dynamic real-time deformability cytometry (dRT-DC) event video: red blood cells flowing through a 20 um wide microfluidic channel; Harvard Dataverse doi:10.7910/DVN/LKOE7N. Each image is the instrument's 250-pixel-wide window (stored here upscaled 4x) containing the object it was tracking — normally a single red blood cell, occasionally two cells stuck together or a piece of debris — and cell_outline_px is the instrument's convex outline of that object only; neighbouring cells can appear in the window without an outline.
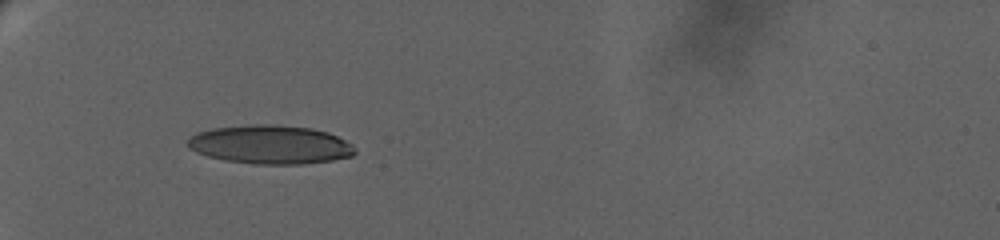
{"species": "human", "species_latin": "Homo sapiens", "temperature_condition": "warm", "stored_images_in_passage": 43, "camera_frame_rate_fps": 3000, "um_per_image_px": 0.085, "donor": {"sex": "female"}, "frame": {"image": 1, "passage_image": 1, "time_ms": 0.0, "image_size_px": [1000, 240], "cell_outline_px": [[356, 152], [352, 156], [332, 160], [304, 164], [256, 164], [224, 160], [208, 156], [196, 152], [188, 148], [188, 140], [196, 132], [212, 128], [248, 124], [272, 124], [312, 128], [328, 132], [352, 144], [356, 148]], "centroid_in_image_um": [22.97, 12.28], "position_along_channel_um": 62.0, "area_um2": 37.92}}
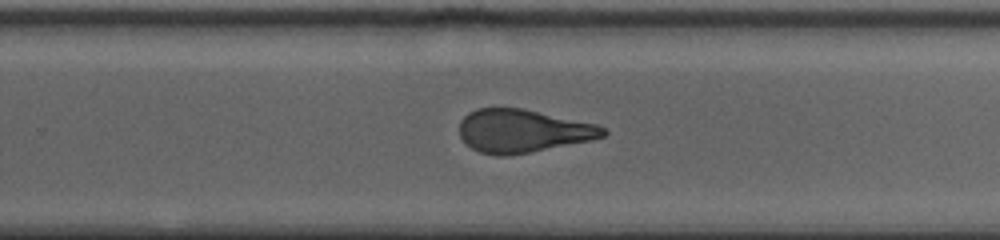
{"frame": {"image": 2, "passage_image": 23, "time_ms": 8.0, "image_size_px": [1000, 240], "cell_outline_px": [[608, 132], [604, 136], [592, 140], [528, 152], [504, 156], [496, 156], [480, 152], [472, 148], [460, 136], [460, 120], [468, 112], [476, 108], [520, 108], [596, 124], [604, 128]], "centroid_in_image_um": [44.41, 11.13], "position_along_channel_um": 285.4, "area_um2": 35.72}}
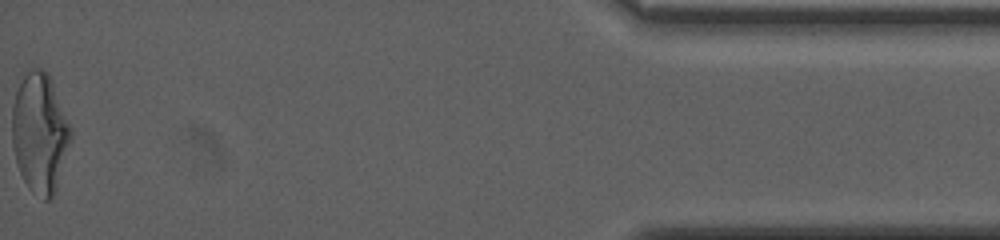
{"frame": {"image": 3, "passage_image": 43, "time_ms": 15.0, "image_size_px": [1000, 240], "cell_outline_px": [[72, 140], [52, 200], [44, 200], [32, 192], [28, 188], [20, 172], [16, 160], [12, 144], [12, 108], [16, 92], [24, 76], [32, 68], [40, 68], [52, 80], [72, 128]], "centroid_in_image_um": [3.4, 11.33], "position_along_channel_um": 431.8, "area_um2": 40.92}, "authors_computed_cell_mechanics": {"area_um2": 37.9168, "velocity_mm_per_s": 3.0619, "shape_relaxation_time_tau1_ms": null, "shape_relaxation_time_tau2_ms": 1.3767, "deformation_change_tau1": null, "deformation_change_tau2": 0.0962}}